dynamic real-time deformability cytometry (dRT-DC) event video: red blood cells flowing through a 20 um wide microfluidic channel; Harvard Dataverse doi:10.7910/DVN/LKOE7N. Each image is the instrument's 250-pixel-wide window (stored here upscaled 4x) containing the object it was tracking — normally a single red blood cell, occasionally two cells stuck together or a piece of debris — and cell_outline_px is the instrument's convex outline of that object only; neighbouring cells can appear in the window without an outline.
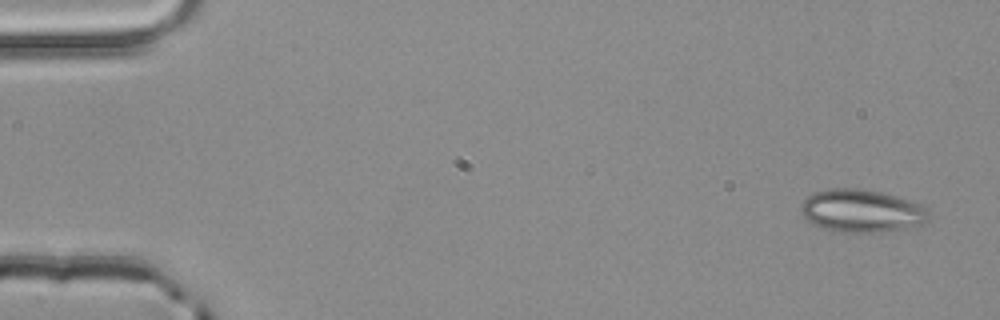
{"species": "common noctule bat (a hibernating species)", "species_latin": "Nyctalus noctula", "temperature_condition": "room temperature", "stored_images_in_passage": 2, "camera_frame_rate_fps": 3000, "um_per_image_px": 0.085, "animal": {"sex": "male", "body_mass_g": 20.4}, "frame": {"image": 1, "passage_image": 1, "time_ms": 0.0, "image_size_px": [1000, 320], "cell_outline_px": [[928, 220], [924, 224], [904, 228], [880, 232], [840, 232], [824, 228], [812, 224], [804, 220], [800, 212], [800, 208], [804, 200], [808, 196], [816, 192], [832, 188], [860, 188], [880, 192], [912, 200], [928, 208]], "centroid_in_image_um": [73.23, 17.92], "position_along_channel_um": 11.8, "area_um2": 32.08}}